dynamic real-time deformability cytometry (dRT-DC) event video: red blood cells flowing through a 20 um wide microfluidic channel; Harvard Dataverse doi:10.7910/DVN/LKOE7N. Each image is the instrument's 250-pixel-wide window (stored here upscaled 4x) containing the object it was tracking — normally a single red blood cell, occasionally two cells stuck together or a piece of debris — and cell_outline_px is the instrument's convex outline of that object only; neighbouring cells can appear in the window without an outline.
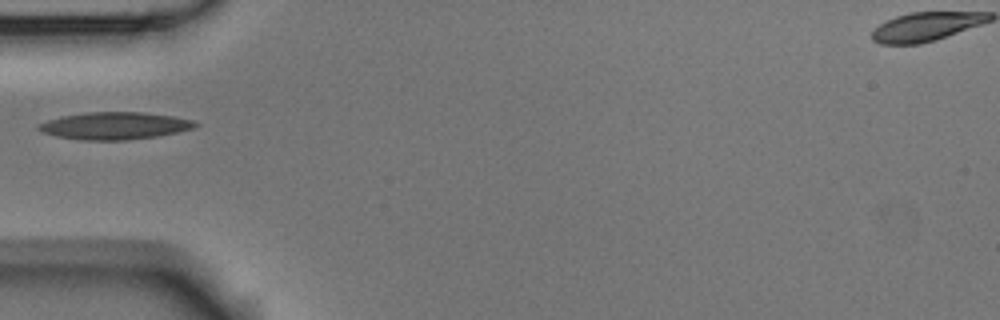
{"species": "Egyptian fruit bat (a non-hibernating species)", "species_latin": "Rousettus aegyptiacus", "temperature_condition": "room temperature", "stored_images_in_passage": 2, "camera_frame_rate_fps": 3000, "um_per_image_px": 0.085, "animal": {"sex": "male"}, "frame": {"image": 1, "passage_image": 1, "time_ms": 0.0, "image_size_px": [1000, 320], "cell_outline_px": [[200, 124], [192, 128], [176, 132], [156, 136], [124, 140], [84, 140], [56, 136], [40, 132], [36, 128], [36, 124], [48, 120], [64, 116], [88, 112], [144, 112], [172, 116], [192, 120]], "centroid_in_image_um": [9.7, 10.69], "position_along_channel_um": 75.3, "area_um2": 24.74}}
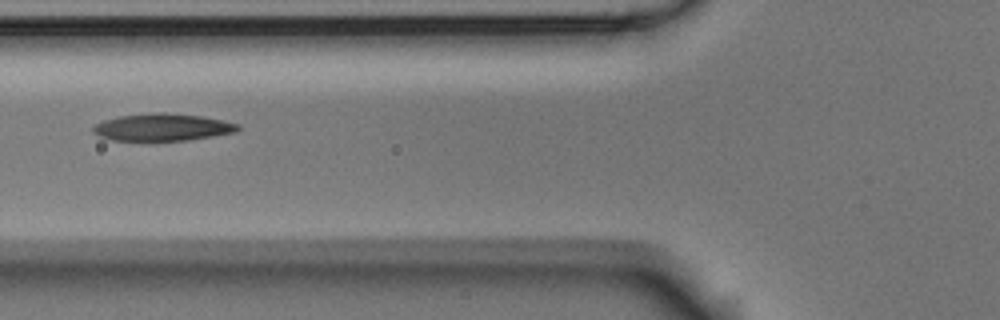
{"frame": {"image": 2, "passage_image": 2, "time_ms": 1.0, "image_size_px": [1000, 320], "cell_outline_px": [[240, 128], [236, 132], [188, 140], [112, 140], [100, 136], [92, 132], [92, 128], [96, 124], [104, 120], [120, 116], [156, 112], [164, 112], [200, 116], [224, 120], [240, 124]], "centroid_in_image_um": [13.83, 10.81], "position_along_channel_um": 112.0, "area_um2": 22.83}}